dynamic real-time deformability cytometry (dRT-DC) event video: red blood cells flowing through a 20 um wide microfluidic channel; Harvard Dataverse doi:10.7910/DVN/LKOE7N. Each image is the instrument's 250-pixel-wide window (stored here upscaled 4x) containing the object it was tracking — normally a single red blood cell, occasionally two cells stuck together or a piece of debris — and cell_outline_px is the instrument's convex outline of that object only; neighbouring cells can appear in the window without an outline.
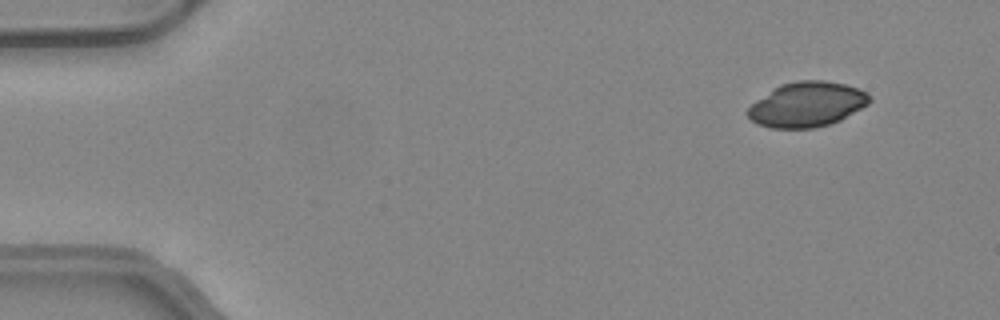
{"species": "common noctule bat (a hibernating species)", "species_latin": "Nyctalus noctula", "temperature_condition": "warm", "stored_images_in_passage": 46, "camera_frame_rate_fps": 3000, "um_per_image_px": 0.085, "animal": {"sex": "female", "body_mass_g": 24.6, "forearm_length_mm": 56.2}, "frame": {"image": 1, "passage_image": 2, "time_ms": 0.333, "image_size_px": [1000, 320], "cell_outline_px": [[872, 100], [868, 104], [840, 120], [816, 128], [772, 128], [756, 124], [744, 112], [756, 100], [772, 88], [780, 84], [796, 80], [824, 80], [844, 84], [860, 88], [868, 92], [872, 96]], "centroid_in_image_um": [68.59, 8.86], "position_along_channel_um": 16.4, "area_um2": 32.19}}